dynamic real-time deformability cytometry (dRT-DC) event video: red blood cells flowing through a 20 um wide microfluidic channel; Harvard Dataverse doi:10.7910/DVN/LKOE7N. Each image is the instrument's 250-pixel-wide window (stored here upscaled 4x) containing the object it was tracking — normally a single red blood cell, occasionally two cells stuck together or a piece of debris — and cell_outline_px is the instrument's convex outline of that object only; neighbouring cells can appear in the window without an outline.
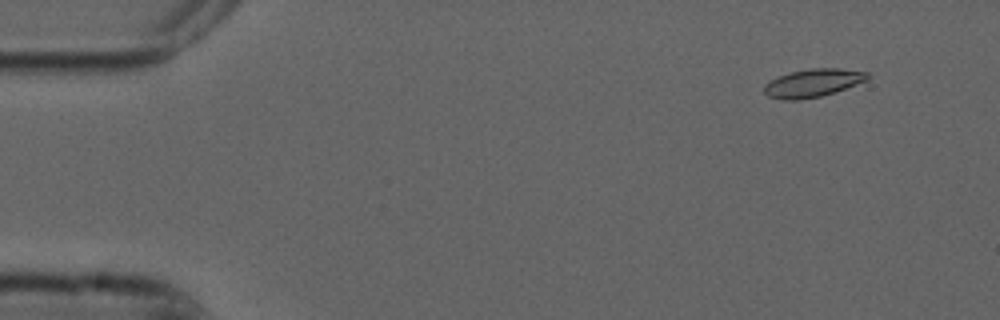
{"species": "common noctule bat (a hibernating species)", "species_latin": "Nyctalus noctula", "temperature_condition": "cold", "stored_images_in_passage": 55, "camera_frame_rate_fps": 3000, "um_per_image_px": 0.085, "animal": {"sex": "male", "forearm_length_mm": 52.5}, "frame": {"image": 1, "passage_image": 5, "time_ms": 1.333, "image_size_px": [1000, 320], "cell_outline_px": [[868, 80], [820, 96], [796, 100], [780, 100], [768, 96], [764, 92], [764, 84], [780, 76], [792, 72], [812, 68], [840, 68], [868, 72]], "centroid_in_image_um": [69.08, 7.05], "position_along_channel_um": 15.9, "area_um2": 16.59}}
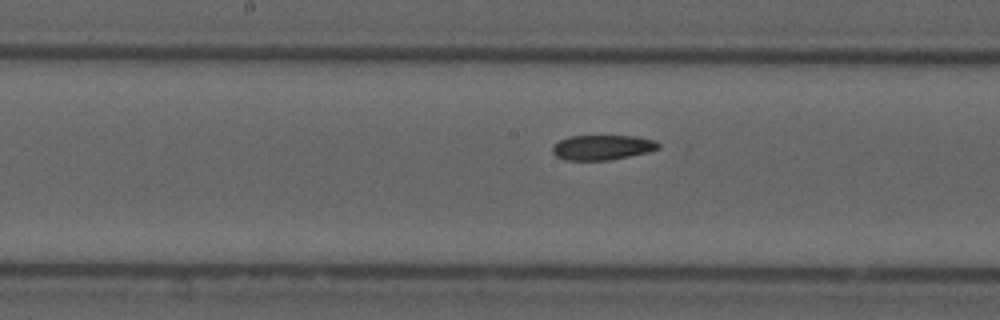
{"frame": {"image": 2, "passage_image": 28, "time_ms": 9.0, "image_size_px": [1000, 320], "cell_outline_px": [[660, 148], [648, 152], [608, 160], [564, 160], [556, 156], [552, 152], [552, 148], [560, 140], [568, 136], [636, 136], [656, 140], [660, 144]], "centroid_in_image_um": [51.21, 12.52], "position_along_channel_um": 197.0, "area_um2": 15.37}}
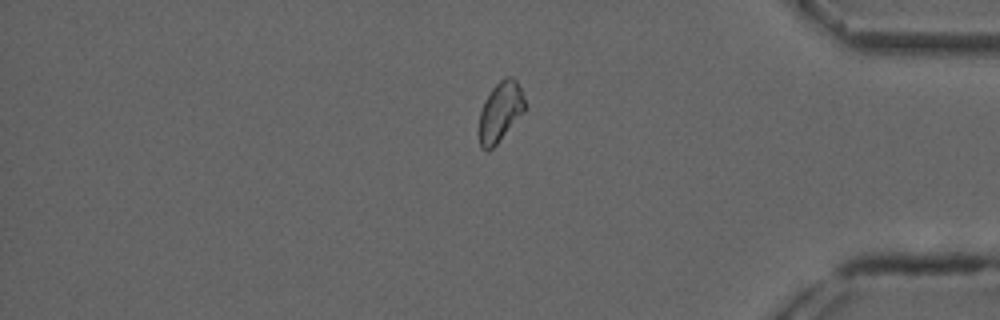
{"frame": {"image": 3, "passage_image": 46, "time_ms": 15.0, "image_size_px": [1000, 320], "cell_outline_px": [[524, 112], [496, 144], [488, 152], [480, 148], [480, 112], [484, 100], [492, 88], [500, 80], [508, 76], [512, 76], [516, 80], [524, 96]], "centroid_in_image_um": [42.52, 9.49], "position_along_channel_um": 392.7, "area_um2": 15.72}, "authors_computed_cell_mechanics": {"area_um2": 16.4152, "velocity_mm_per_s": 3.72, "shape_relaxation_time_tau1_ms": null, "shape_relaxation_time_tau2_ms": 6.1167, "deformation_change_tau1": null, "deformation_change_tau2": 0.1076}}